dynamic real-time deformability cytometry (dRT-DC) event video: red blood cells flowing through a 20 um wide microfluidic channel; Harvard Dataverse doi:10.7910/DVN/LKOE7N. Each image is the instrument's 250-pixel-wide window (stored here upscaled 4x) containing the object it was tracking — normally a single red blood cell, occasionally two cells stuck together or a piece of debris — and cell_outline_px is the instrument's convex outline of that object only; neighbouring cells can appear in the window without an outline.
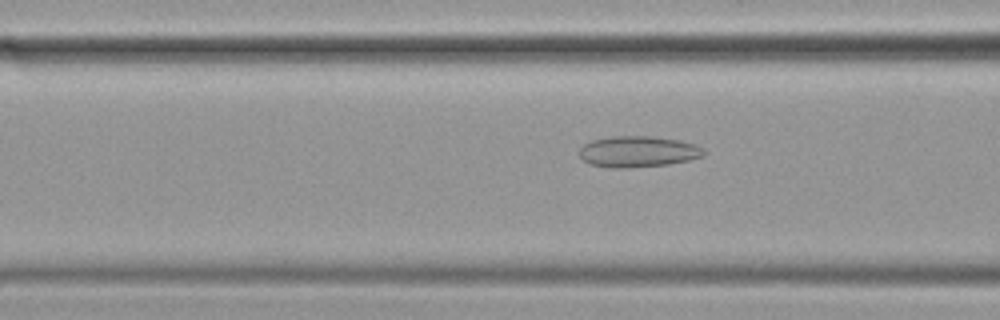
{"species": "common noctule bat (a hibernating species)", "species_latin": "Nyctalus noctula", "temperature_condition": "cold", "stored_images_in_passage": 58, "camera_frame_rate_fps": 3000, "um_per_image_px": 0.085, "animal": {"sex": "female", "body_mass_g": 19.9}, "frame": {"image": 1, "passage_image": 22, "time_ms": 7.0, "image_size_px": [1000, 320], "cell_outline_px": [[704, 156], [688, 160], [668, 164], [628, 168], [608, 168], [588, 164], [580, 156], [580, 148], [584, 144], [592, 140], [612, 136], [652, 136], [680, 140], [696, 144], [704, 148]], "centroid_in_image_um": [54.23, 12.89], "position_along_channel_um": 112.4, "area_um2": 22.72}}
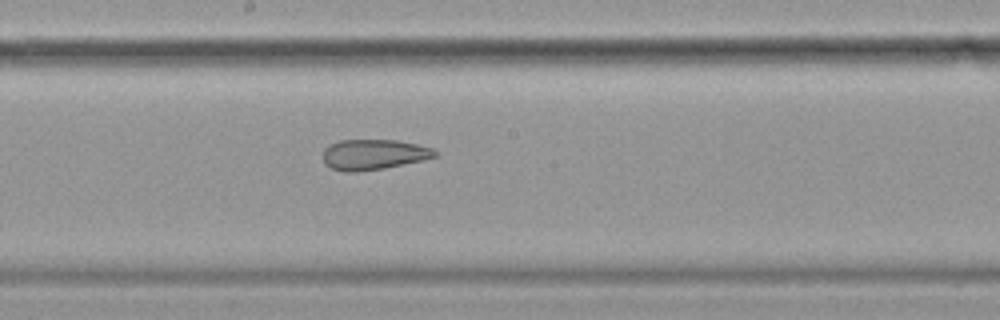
{"frame": {"image": 2, "passage_image": 31, "time_ms": 10.0, "image_size_px": [1000, 320], "cell_outline_px": [[436, 156], [424, 160], [384, 168], [356, 172], [344, 172], [332, 168], [324, 164], [324, 148], [328, 144], [340, 140], [396, 140], [416, 144], [432, 148], [436, 152]], "centroid_in_image_um": [31.73, 13.13], "position_along_channel_um": 216.5, "area_um2": 19.83}}
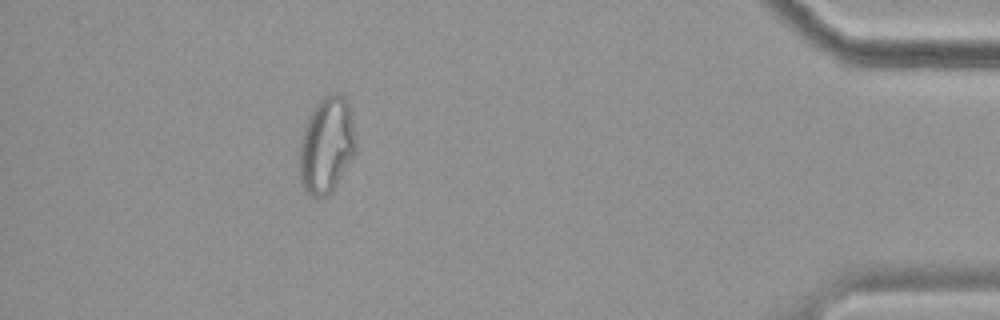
{"frame": {"image": 3, "passage_image": 52, "time_ms": 17.0, "image_size_px": [1000, 320], "cell_outline_px": [[356, 148], [352, 156], [336, 184], [324, 196], [308, 196], [300, 180], [300, 144], [304, 128], [308, 116], [316, 104], [328, 92], [336, 92], [344, 96], [348, 104], [352, 120], [356, 144]], "centroid_in_image_um": [27.74, 12.29], "position_along_channel_um": 407.5, "area_um2": 31.04}, "authors_computed_cell_mechanics": {"area_um2": 27.5706, "velocity_mm_per_s": 3.4759, "shape_relaxation_time_tau1_ms": null, "shape_relaxation_time_tau2_ms": 3.0124, "deformation_change_tau1": null, "deformation_change_tau2": 0.1117}}